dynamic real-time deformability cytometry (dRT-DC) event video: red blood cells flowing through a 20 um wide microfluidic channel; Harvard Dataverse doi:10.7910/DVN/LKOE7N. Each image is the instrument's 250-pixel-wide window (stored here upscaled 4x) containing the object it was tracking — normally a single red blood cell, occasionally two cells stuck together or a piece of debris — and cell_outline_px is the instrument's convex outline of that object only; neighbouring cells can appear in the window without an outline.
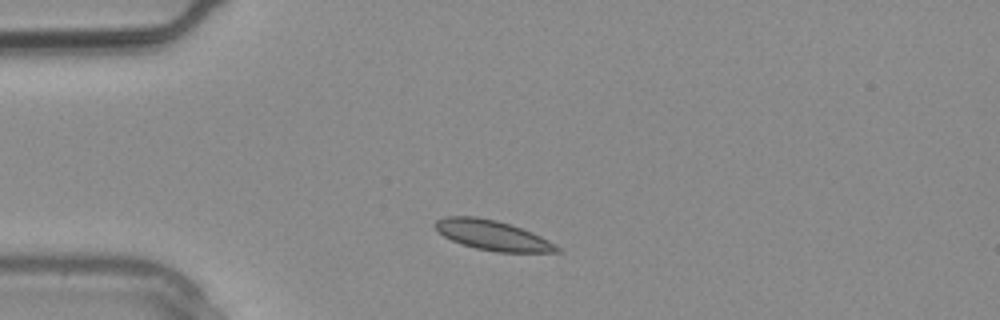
{"species": "common noctule bat (a hibernating species)", "species_latin": "Nyctalus noctula", "temperature_condition": "warm", "stored_images_in_passage": 1, "camera_frame_rate_fps": 3000, "um_per_image_px": 0.085, "animal": {"sex": "male", "body_mass_g": 20.4}, "frame": {"image": 1, "passage_image": 1, "time_ms": 0.0, "image_size_px": [1000, 320], "cell_outline_px": [[560, 252], [496, 252], [476, 248], [452, 240], [444, 236], [432, 224], [436, 220], [448, 216], [476, 216], [496, 220], [532, 232], [548, 240], [560, 248]], "centroid_in_image_um": [41.85, 19.99], "position_along_channel_um": 43.2, "area_um2": 20.92}}